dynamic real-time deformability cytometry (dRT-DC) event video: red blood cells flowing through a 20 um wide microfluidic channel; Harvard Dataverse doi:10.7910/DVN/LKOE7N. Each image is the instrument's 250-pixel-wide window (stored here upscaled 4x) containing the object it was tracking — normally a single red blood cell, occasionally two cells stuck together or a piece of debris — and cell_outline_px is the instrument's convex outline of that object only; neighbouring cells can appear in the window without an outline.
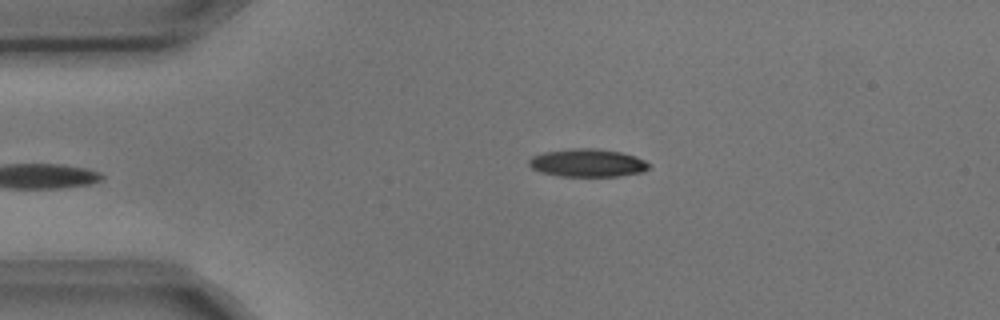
{"species": "common noctule bat (a hibernating species)", "species_latin": "Nyctalus noctula", "temperature_condition": "cold", "stored_images_in_passage": 2, "camera_frame_rate_fps": 3000, "um_per_image_px": 0.085, "animal": {"sex": "male", "body_mass_g": 17.9, "forearm_length_mm": 54.2}, "frame": {"image": 1, "passage_image": 2, "time_ms": 0.333, "image_size_px": [1000, 320], "cell_outline_px": [[648, 168], [644, 172], [620, 176], [560, 176], [540, 172], [532, 168], [528, 164], [528, 160], [532, 156], [544, 152], [572, 148], [596, 148], [620, 152], [636, 156], [644, 160], [648, 164]], "centroid_in_image_um": [49.92, 13.84], "position_along_channel_um": 35.1, "area_um2": 19.59}}